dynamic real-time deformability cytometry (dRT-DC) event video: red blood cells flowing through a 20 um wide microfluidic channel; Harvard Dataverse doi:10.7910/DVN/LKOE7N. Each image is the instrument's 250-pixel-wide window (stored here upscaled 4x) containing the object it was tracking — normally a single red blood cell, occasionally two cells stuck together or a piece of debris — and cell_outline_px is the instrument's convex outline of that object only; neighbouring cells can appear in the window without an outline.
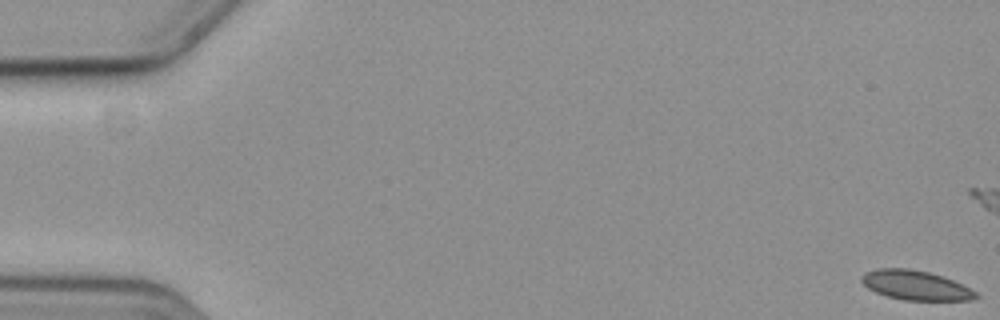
{"species": "common noctule bat (a hibernating species)", "species_latin": "Nyctalus noctula", "temperature_condition": "cold", "stored_images_in_passage": 50, "camera_frame_rate_fps": 3000, "um_per_image_px": 0.085, "animal": {"sex": "female", "body_mass_g": 19.3, "forearm_length_mm": 54.1}, "frame": {"image": 1, "passage_image": 1, "time_ms": 0.0, "image_size_px": [1000, 320], "cell_outline_px": [[980, 296], [972, 300], [904, 300], [888, 296], [876, 292], [868, 288], [860, 280], [860, 276], [864, 272], [876, 268], [908, 268], [928, 272], [944, 276], [976, 292]], "centroid_in_image_um": [77.79, 24.24], "position_along_channel_um": 7.2, "area_um2": 19.59}}
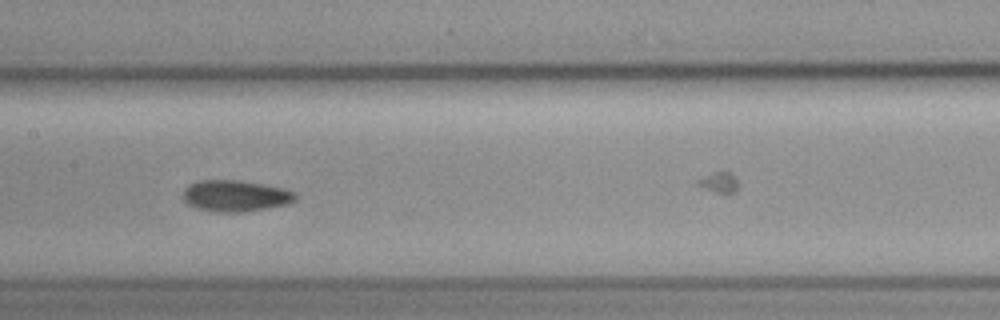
{"frame": {"image": 2, "passage_image": 30, "time_ms": 9.667, "image_size_px": [1000, 320], "cell_outline_px": [[296, 200], [288, 204], [268, 208], [240, 212], [216, 212], [196, 208], [188, 204], [180, 196], [184, 188], [188, 184], [200, 180], [240, 180], [264, 184], [284, 188], [296, 192]], "centroid_in_image_um": [19.99, 16.64], "position_along_channel_um": 187.4, "area_um2": 20.87}}
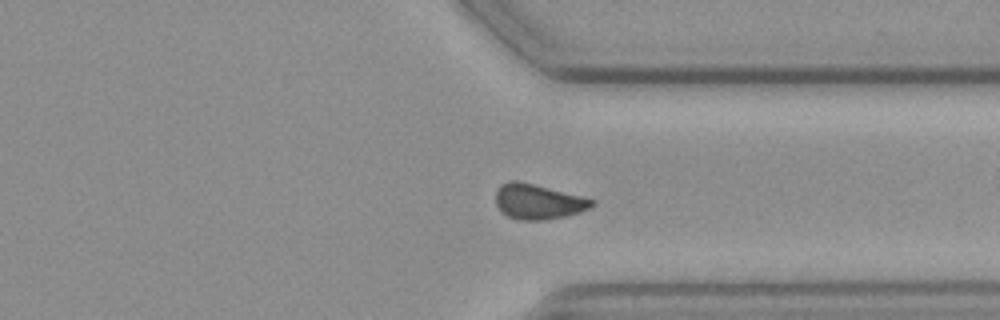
{"frame": {"image": 3, "passage_image": 45, "time_ms": 14.667, "image_size_px": [1000, 320], "cell_outline_px": [[596, 204], [580, 212], [564, 216], [544, 220], [520, 220], [508, 216], [500, 212], [496, 204], [496, 192], [500, 184], [508, 180], [516, 180], [596, 200]], "centroid_in_image_um": [45.7, 17.14], "position_along_channel_um": 365.7, "area_um2": 19.54}, "authors_computed_cell_mechanics": {"area_um2": 19.8832, "velocity_mm_per_s": 3.5717, "shape_relaxation_time_tau1_ms": 5.8328, "shape_relaxation_time_tau2_ms": 4.7294, "deformation_change_tau1": 0.084, "deformation_change_tau2": 0.0592}}